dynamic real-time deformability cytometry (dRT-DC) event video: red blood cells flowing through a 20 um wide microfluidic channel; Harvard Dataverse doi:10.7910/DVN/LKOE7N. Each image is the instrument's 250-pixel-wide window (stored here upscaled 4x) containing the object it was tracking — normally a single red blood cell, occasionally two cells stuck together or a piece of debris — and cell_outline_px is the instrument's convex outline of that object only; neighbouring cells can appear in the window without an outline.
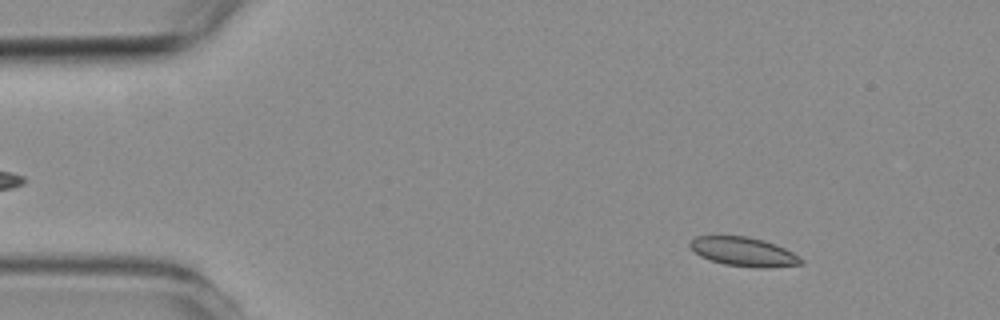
{"species": "common noctule bat (a hibernating species)", "species_latin": "Nyctalus noctula", "temperature_condition": "room temperature", "stored_images_in_passage": 4, "camera_frame_rate_fps": 3000, "um_per_image_px": 0.085, "animal": {"sex": "female", "body_mass_g": 19.3, "forearm_length_mm": 54.1}, "frame": {"image": 1, "passage_image": 4, "time_ms": 4.667, "image_size_px": [1000, 320], "cell_outline_px": [[804, 264], [764, 268], [756, 268], [724, 264], [700, 256], [688, 244], [696, 236], [748, 236], [764, 240], [776, 244], [800, 256], [804, 260]], "centroid_in_image_um": [63.26, 21.4], "position_along_channel_um": 21.7, "area_um2": 18.79}}